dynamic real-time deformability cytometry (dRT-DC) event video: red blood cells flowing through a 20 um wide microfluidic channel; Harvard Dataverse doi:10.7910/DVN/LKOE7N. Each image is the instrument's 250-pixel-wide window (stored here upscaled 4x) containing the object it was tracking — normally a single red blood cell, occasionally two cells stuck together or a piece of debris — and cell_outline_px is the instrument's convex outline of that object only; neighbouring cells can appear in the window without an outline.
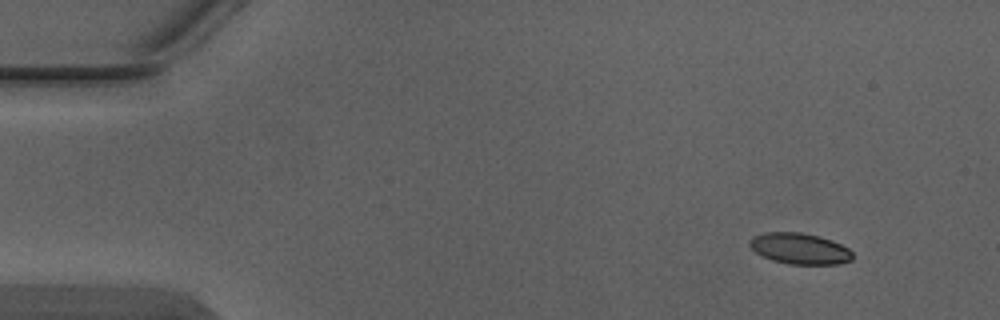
{"species": "Egyptian fruit bat (a non-hibernating species)", "species_latin": "Rousettus aegyptiacus", "temperature_condition": "warm", "stored_images_in_passage": 4, "camera_frame_rate_fps": 3000, "um_per_image_px": 0.085, "animal": {"sex": "male"}, "frame": {"image": 1, "passage_image": 1, "time_ms": 0.0, "image_size_px": [1000, 320], "cell_outline_px": [[852, 260], [840, 264], [788, 264], [772, 260], [756, 252], [748, 244], [748, 240], [752, 236], [764, 232], [800, 232], [820, 236], [832, 240], [848, 248], [852, 252]], "centroid_in_image_um": [67.96, 21.12], "position_along_channel_um": 17.0, "area_um2": 18.73}}
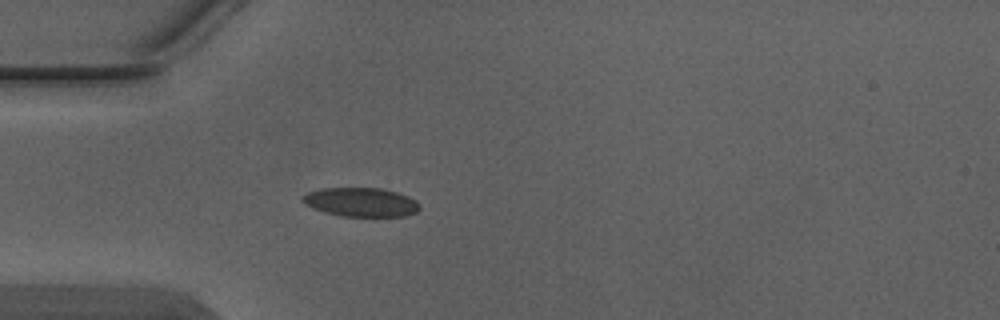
{"frame": {"image": 2, "passage_image": 4, "time_ms": 1.0, "image_size_px": [1000, 320], "cell_outline_px": [[420, 208], [416, 212], [404, 216], [340, 216], [324, 212], [312, 208], [304, 204], [300, 200], [300, 196], [308, 192], [324, 188], [384, 188], [408, 196], [416, 200], [420, 204]], "centroid_in_image_um": [30.65, 17.18], "position_along_channel_um": 54.3, "area_um2": 19.94}}